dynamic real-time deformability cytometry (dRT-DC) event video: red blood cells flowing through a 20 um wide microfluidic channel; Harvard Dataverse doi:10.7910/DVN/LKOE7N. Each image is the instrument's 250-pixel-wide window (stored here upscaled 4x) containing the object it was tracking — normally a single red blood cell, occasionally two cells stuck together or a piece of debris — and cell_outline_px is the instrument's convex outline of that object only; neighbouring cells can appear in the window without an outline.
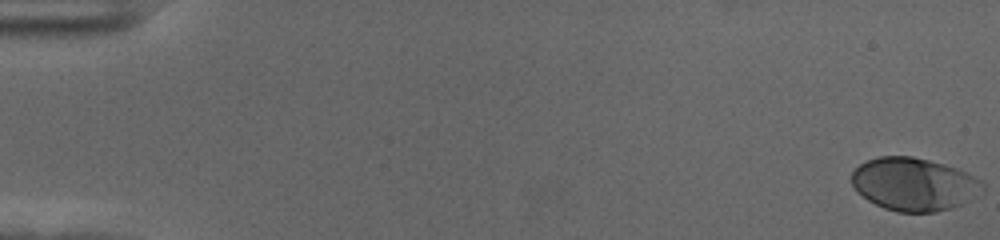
{"species": "human", "species_latin": "Homo sapiens", "temperature_condition": "cold", "stored_images_in_passage": 56, "camera_frame_rate_fps": 3000, "um_per_image_px": 0.085, "donor": {"sex": "female"}, "frame": {"image": 1, "passage_image": 1, "time_ms": 0.0, "image_size_px": [1000, 240], "cell_outline_px": [[984, 192], [972, 200], [952, 208], [936, 212], [896, 212], [884, 208], [868, 200], [852, 184], [852, 172], [860, 164], [868, 160], [880, 156], [912, 156], [944, 164], [956, 168], [980, 180], [984, 184]], "centroid_in_image_um": [77.73, 15.67], "position_along_channel_um": 7.3, "area_um2": 40.34}}
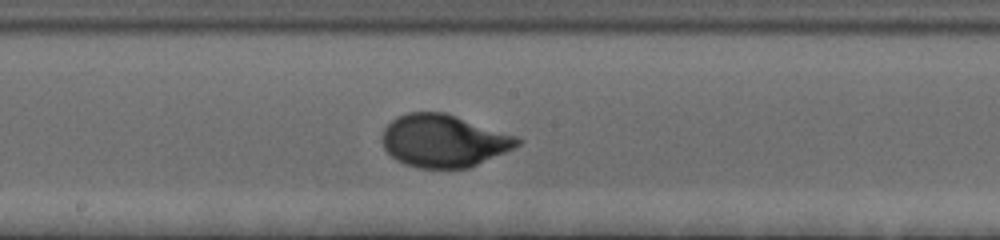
{"frame": {"image": 2, "passage_image": 32, "time_ms": 10.333, "image_size_px": [1000, 240], "cell_outline_px": [[524, 140], [520, 144], [504, 152], [468, 168], [420, 168], [404, 164], [396, 160], [384, 148], [384, 128], [396, 116], [408, 112], [444, 112], [516, 136]], "centroid_in_image_um": [37.7, 11.97], "position_along_channel_um": 210.5, "area_um2": 40.92}}
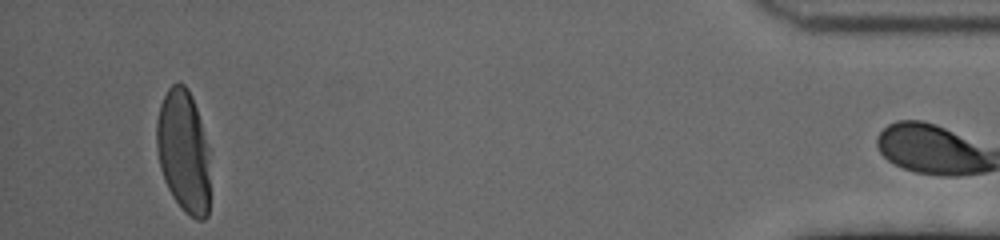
{"frame": {"image": 3, "passage_image": 55, "time_ms": 18.0, "image_size_px": [1000, 240], "cell_outline_px": [[208, 216], [204, 220], [196, 220], [184, 212], [172, 196], [164, 180], [160, 168], [156, 148], [156, 120], [160, 104], [168, 88], [172, 84], [184, 84], [188, 88], [192, 96], [208, 144]], "centroid_in_image_um": [15.58, 12.87], "position_along_channel_um": 419.6, "area_um2": 38.32}, "authors_computed_cell_mechanics": {"area_um2": 39.6508, "velocity_mm_per_s": 3.5828, "shape_relaxation_time_tau1_ms": 3.5582, "shape_relaxation_time_tau2_ms": null, "deformation_change_tau1": 0.1905, "deformation_change_tau2": null}}